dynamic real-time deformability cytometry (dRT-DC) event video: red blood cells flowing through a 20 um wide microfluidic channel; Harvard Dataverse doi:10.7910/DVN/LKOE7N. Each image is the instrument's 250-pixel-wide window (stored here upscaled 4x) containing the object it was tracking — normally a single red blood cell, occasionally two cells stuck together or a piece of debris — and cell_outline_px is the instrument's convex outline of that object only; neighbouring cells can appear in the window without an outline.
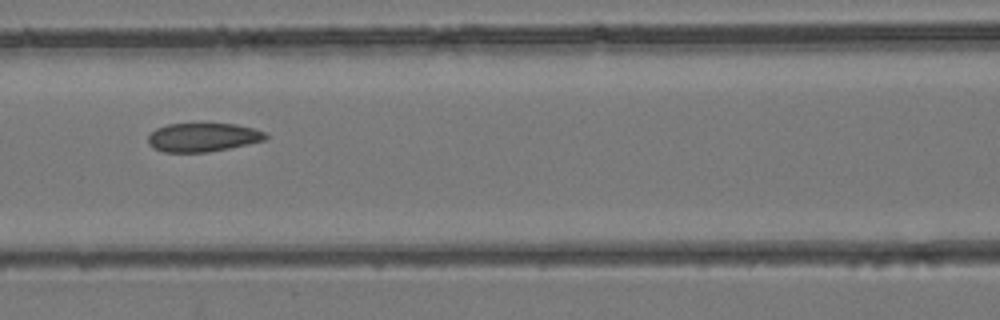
{"species": "common noctule bat (a hibernating species)", "species_latin": "Nyctalus noctula", "temperature_condition": "room temperature", "stored_images_in_passage": 7, "segment_of_instrument_passage": [1, 2], "camera_frame_rate_fps": 3000, "um_per_image_px": 0.085, "animal": {"sex": "female", "body_mass_g": 24.6, "forearm_length_mm": 56.2}, "frame": {"image": 1, "passage_image": 6, "time_ms": 1.667, "image_size_px": [1000, 320], "cell_outline_px": [[268, 136], [264, 140], [248, 144], [208, 152], [164, 152], [152, 148], [148, 144], [148, 136], [156, 128], [168, 124], [236, 124], [252, 128], [264, 132]], "centroid_in_image_um": [17.21, 11.68], "position_along_channel_um": 149.4, "area_um2": 19.54}}